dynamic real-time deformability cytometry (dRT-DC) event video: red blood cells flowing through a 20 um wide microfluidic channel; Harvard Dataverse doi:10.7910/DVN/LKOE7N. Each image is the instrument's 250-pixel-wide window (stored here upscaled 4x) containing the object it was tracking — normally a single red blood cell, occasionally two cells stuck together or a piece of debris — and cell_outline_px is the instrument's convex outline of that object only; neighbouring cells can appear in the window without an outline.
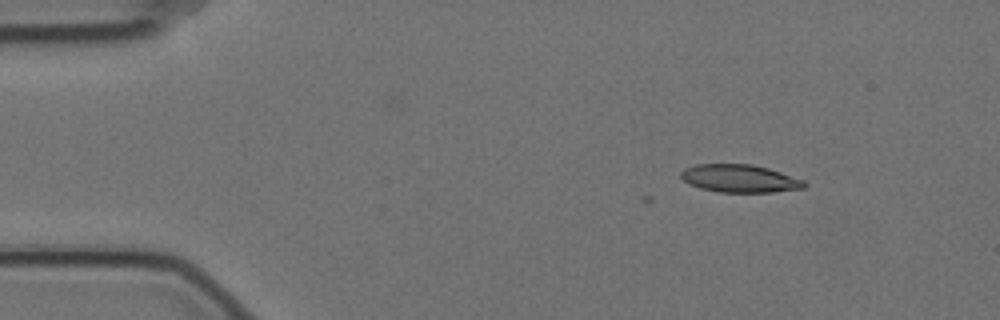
{"species": "Egyptian fruit bat (a non-hibernating species)", "species_latin": "Rousettus aegyptiacus", "temperature_condition": "cold", "stored_images_in_passage": 6, "camera_frame_rate_fps": 3000, "um_per_image_px": 0.085, "animal": {"sex": "female"}, "frame": {"image": 1, "passage_image": 1, "time_ms": 0.0, "image_size_px": [1000, 320], "cell_outline_px": [[808, 184], [804, 188], [772, 192], [720, 192], [700, 188], [688, 184], [680, 176], [680, 172], [684, 168], [696, 164], [752, 164], [768, 168], [804, 180]], "centroid_in_image_um": [62.86, 15.17], "position_along_channel_um": 22.1, "area_um2": 20.06}}